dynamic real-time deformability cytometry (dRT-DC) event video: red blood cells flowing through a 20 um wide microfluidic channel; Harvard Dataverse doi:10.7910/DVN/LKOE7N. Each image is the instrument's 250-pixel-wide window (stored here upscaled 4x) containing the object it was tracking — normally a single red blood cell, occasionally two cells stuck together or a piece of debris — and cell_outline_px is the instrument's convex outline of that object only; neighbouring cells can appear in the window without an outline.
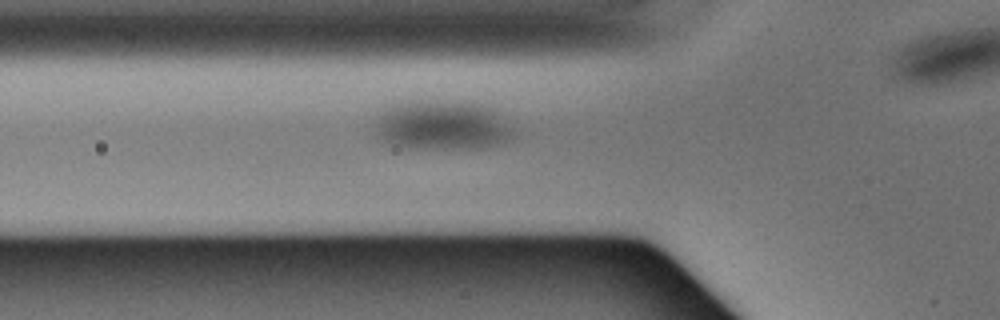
{"species": "Egyptian fruit bat (a non-hibernating species)", "species_latin": "Rousettus aegyptiacus", "temperature_condition": "warm", "stored_images_in_passage": 27, "camera_frame_rate_fps": 3000, "um_per_image_px": 0.085, "animal": {"sex": "male"}, "frame": {"image": 1, "passage_image": 2, "time_ms": 0.333, "image_size_px": [1000, 320], "cell_outline_px": [[508, 136], [504, 140], [480, 148], [428, 148], [396, 144], [384, 140], [376, 132], [380, 116], [384, 112], [396, 104], [416, 100], [476, 104], [492, 112], [508, 128]], "centroid_in_image_um": [37.48, 10.66], "position_along_channel_um": 88.3, "area_um2": 36.93}}
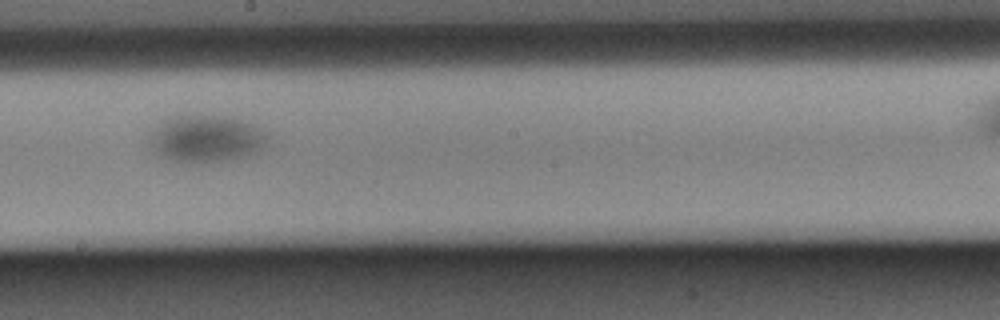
{"frame": {"image": 2, "passage_image": 12, "time_ms": 3.667, "image_size_px": [1000, 320], "cell_outline_px": [[268, 140], [260, 152], [252, 156], [236, 160], [204, 164], [184, 164], [164, 160], [148, 152], [152, 140], [156, 132], [168, 120], [176, 116], [220, 116], [240, 120], [252, 124], [268, 136]], "centroid_in_image_um": [17.56, 11.91], "position_along_channel_um": 230.6, "area_um2": 32.77}}
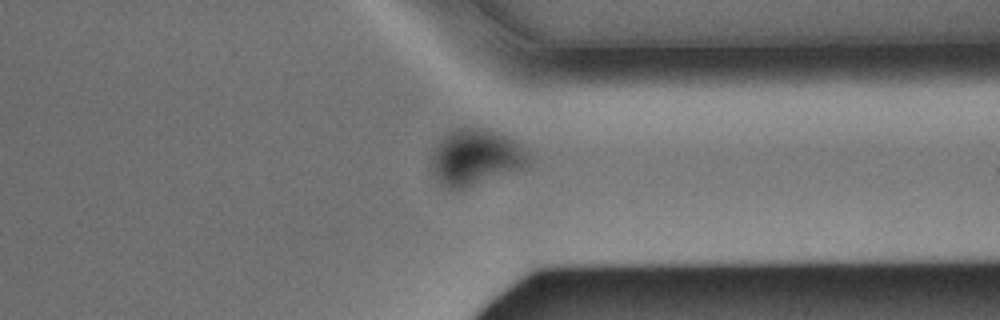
{"frame": {"image": 3, "passage_image": 22, "time_ms": 7.0, "image_size_px": [1000, 320], "cell_outline_px": [[528, 164], [520, 168], [468, 188], [448, 188], [440, 184], [428, 168], [428, 164], [432, 152], [444, 136], [456, 128], [468, 128], [488, 132], [512, 140], [520, 148], [528, 160]], "centroid_in_image_um": [40.27, 13.44], "position_along_channel_um": 371.1, "area_um2": 30.46}}